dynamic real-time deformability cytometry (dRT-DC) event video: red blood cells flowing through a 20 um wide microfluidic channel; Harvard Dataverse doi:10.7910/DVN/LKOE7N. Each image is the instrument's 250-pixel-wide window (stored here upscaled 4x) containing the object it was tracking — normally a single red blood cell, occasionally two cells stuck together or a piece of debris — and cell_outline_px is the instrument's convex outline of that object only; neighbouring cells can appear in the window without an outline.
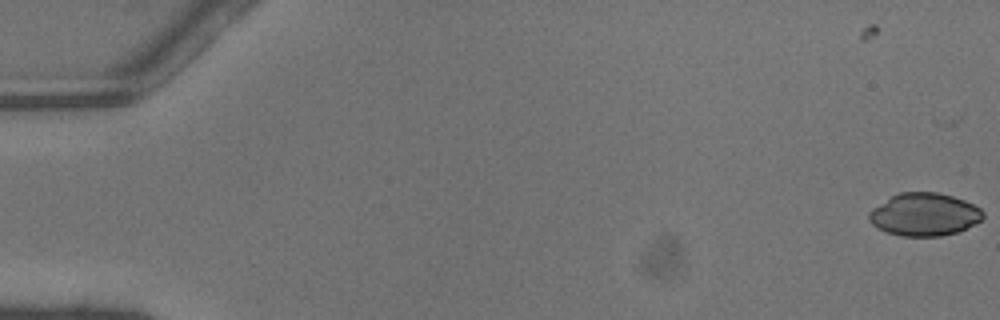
{"species": "common noctule bat (a hibernating species)", "species_latin": "Nyctalus noctula", "temperature_condition": "warm", "stored_images_in_passage": 3, "camera_frame_rate_fps": 3000, "um_per_image_px": 0.085, "animal": {"sex": "male", "body_mass_g": 13.3}, "frame": {"image": 1, "passage_image": 3, "time_ms": 0.667, "image_size_px": [1000, 320], "cell_outline_px": [[984, 216], [980, 220], [960, 232], [940, 236], [900, 236], [884, 232], [876, 228], [868, 220], [868, 212], [872, 208], [892, 196], [900, 192], [936, 192], [952, 196], [964, 200], [980, 208], [984, 212]], "centroid_in_image_um": [78.54, 18.24], "position_along_channel_um": 6.5, "area_um2": 28.61}}